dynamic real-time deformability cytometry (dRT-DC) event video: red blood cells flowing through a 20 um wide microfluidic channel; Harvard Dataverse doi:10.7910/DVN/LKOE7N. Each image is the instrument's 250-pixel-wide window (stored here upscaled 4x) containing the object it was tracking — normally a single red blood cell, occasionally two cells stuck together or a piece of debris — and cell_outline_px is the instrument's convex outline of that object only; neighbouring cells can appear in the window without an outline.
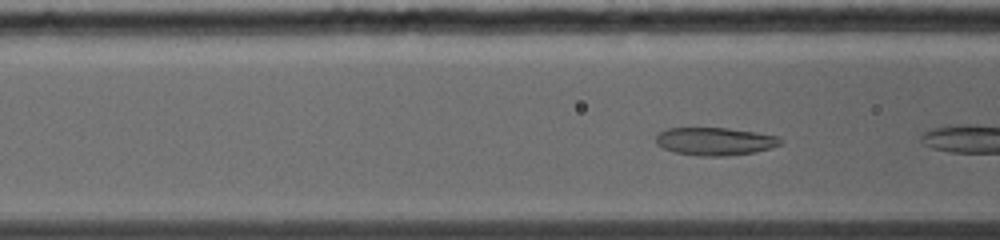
{"species": "common noctule bat (a hibernating species)", "species_latin": "Nyctalus noctula", "temperature_condition": "warm", "stored_images_in_passage": 8, "camera_frame_rate_fps": 5000, "um_per_image_px": 0.085, "animal": {"sex": "female", "body_mass_g": 19.0, "forearm_length_mm": 56.7}, "frame": {"image": 1, "passage_image": 7, "time_ms": 1.2, "image_size_px": [1000, 240], "cell_outline_px": [[780, 144], [772, 148], [756, 152], [724, 156], [696, 156], [672, 152], [656, 144], [656, 136], [660, 132], [668, 128], [724, 128], [752, 132], [776, 136], [780, 140]], "centroid_in_image_um": [60.72, 12.03], "position_along_channel_um": 105.9, "area_um2": 20.06}}